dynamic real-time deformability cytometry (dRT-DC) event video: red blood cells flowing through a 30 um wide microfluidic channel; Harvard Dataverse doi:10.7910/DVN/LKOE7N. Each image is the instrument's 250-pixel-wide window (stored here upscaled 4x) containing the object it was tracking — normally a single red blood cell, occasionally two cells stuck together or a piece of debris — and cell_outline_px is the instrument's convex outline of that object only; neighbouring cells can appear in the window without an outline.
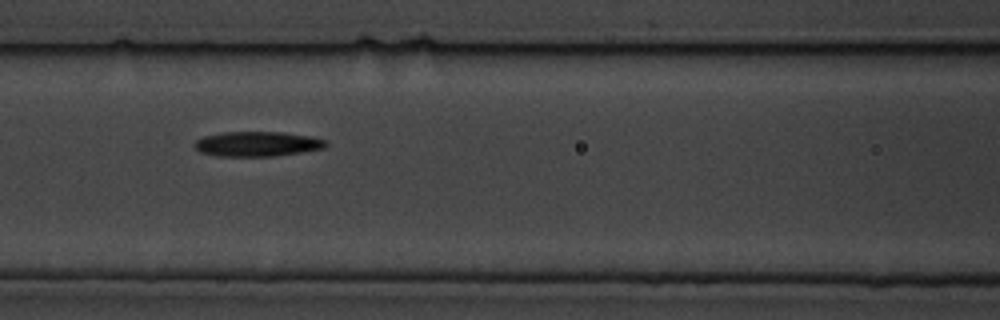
{"species": "common noctule bat (a hibernating species)", "species_latin": "Nyctalus noctula", "temperature_condition": "cold", "stored_images_in_passage": 9, "camera_frame_rate_fps": 3000, "um_per_image_px": 0.085, "animal": {"sex": "male", "body_mass_g": 19.5, "forearm_length_mm": 54.6}, "frame": {"image": 1, "passage_image": 6, "time_ms": 8.0, "image_size_px": [1000, 320], "cell_outline_px": [[328, 144], [324, 148], [304, 152], [272, 156], [216, 156], [200, 152], [192, 144], [196, 140], [204, 136], [224, 132], [280, 132], [308, 136], [328, 140]], "centroid_in_image_um": [21.87, 12.24], "position_along_channel_um": 144.7, "area_um2": 19.07}}
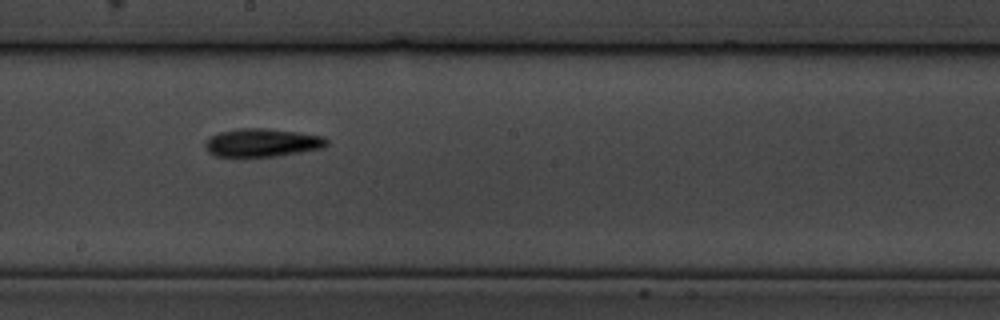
{"frame": {"image": 2, "passage_image": 8, "time_ms": 10.333, "image_size_px": [1000, 320], "cell_outline_px": [[328, 144], [324, 148], [276, 156], [216, 156], [208, 152], [204, 144], [212, 136], [220, 132], [240, 128], [268, 128], [300, 132], [324, 136], [328, 140]], "centroid_in_image_um": [22.34, 12.12], "position_along_channel_um": 225.9, "area_um2": 19.94}}
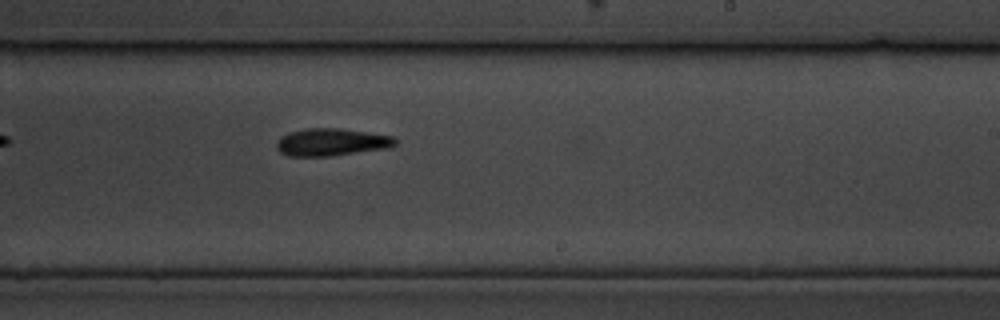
{"frame": {"image": 3, "passage_image": 9, "time_ms": 11.333, "image_size_px": [1000, 320], "cell_outline_px": [[396, 144], [388, 148], [328, 156], [288, 156], [280, 152], [276, 148], [276, 144], [280, 136], [288, 132], [308, 128], [340, 128], [368, 132], [392, 136], [396, 140]], "centroid_in_image_um": [28.14, 12.07], "position_along_channel_um": 260.9, "area_um2": 18.96}}